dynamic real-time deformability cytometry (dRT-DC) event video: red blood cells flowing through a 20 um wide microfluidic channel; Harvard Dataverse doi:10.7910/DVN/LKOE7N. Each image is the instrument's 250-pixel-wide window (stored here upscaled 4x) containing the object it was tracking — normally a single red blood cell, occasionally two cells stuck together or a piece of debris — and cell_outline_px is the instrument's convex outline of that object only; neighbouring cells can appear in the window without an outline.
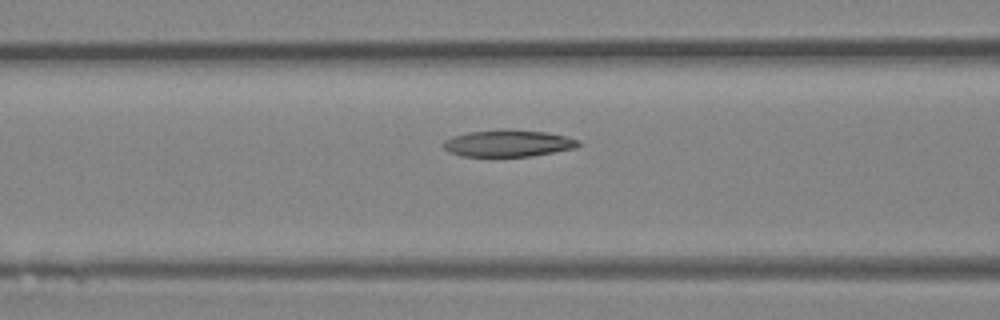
{"species": "Egyptian fruit bat (a non-hibernating species)", "species_latin": "Rousettus aegyptiacus", "temperature_condition": "room temperature", "stored_images_in_passage": 24, "camera_frame_rate_fps": 3000, "um_per_image_px": 0.085, "animal": {"sex": "female"}, "frame": {"image": 1, "passage_image": 7, "time_ms": 2.0, "image_size_px": [1000, 320], "cell_outline_px": [[580, 144], [576, 148], [532, 156], [460, 156], [448, 152], [444, 148], [444, 140], [452, 136], [468, 132], [508, 128], [544, 132], [564, 136], [580, 140]], "centroid_in_image_um": [43.17, 12.17], "position_along_channel_um": 123.4, "area_um2": 21.21}}
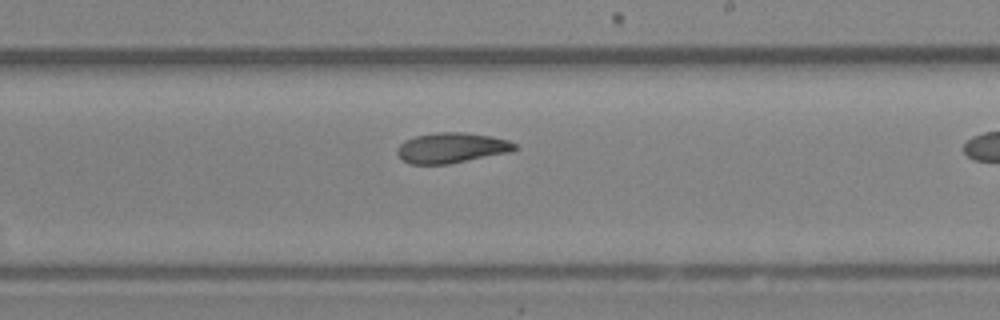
{"frame": {"image": 2, "passage_image": 15, "time_ms": 4.667, "image_size_px": [1000, 320], "cell_outline_px": [[520, 148], [512, 152], [448, 164], [408, 164], [400, 160], [396, 152], [396, 148], [404, 140], [416, 136], [436, 132], [464, 132], [492, 136], [508, 140], [516, 144]], "centroid_in_image_um": [38.38, 12.57], "position_along_channel_um": 250.6, "area_um2": 21.15}}
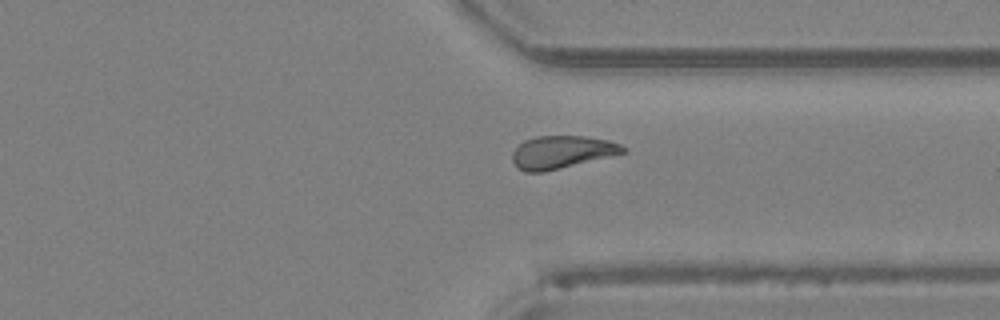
{"frame": {"image": 3, "passage_image": 22, "time_ms": 7.0, "image_size_px": [1000, 320], "cell_outline_px": [[628, 152], [544, 172], [524, 172], [516, 168], [512, 160], [512, 152], [524, 140], [536, 136], [584, 136], [608, 140], [620, 144], [628, 148]], "centroid_in_image_um": [47.75, 12.93], "position_along_channel_um": 363.6, "area_um2": 21.27}}